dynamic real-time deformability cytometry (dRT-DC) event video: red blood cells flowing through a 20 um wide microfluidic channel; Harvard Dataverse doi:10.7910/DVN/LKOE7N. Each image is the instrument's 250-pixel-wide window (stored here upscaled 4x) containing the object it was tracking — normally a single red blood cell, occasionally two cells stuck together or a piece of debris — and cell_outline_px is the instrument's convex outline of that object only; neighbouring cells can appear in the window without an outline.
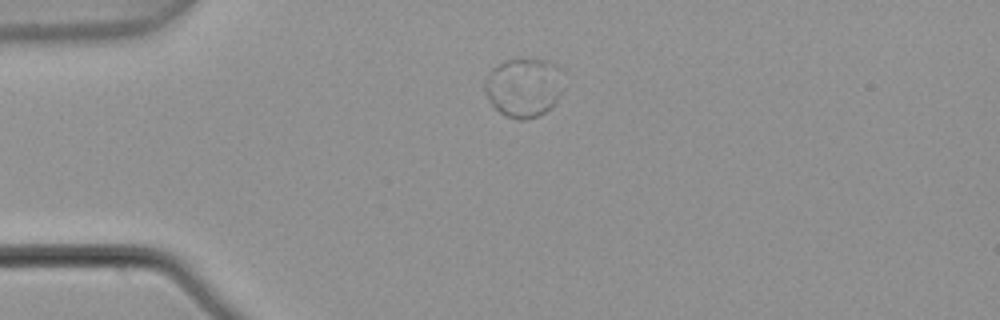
{"species": "common noctule bat (a hibernating species)", "species_latin": "Nyctalus noctula", "temperature_condition": "warm", "stored_images_in_passage": 5, "camera_frame_rate_fps": 3000, "um_per_image_px": 0.085, "animal": {"sex": "male", "body_mass_g": 21.5, "forearm_length_mm": 52.0}, "frame": {"image": 1, "passage_image": 1, "time_ms": 0.0, "image_size_px": [1000, 320], "cell_outline_px": [[564, 88], [556, 100], [544, 112], [536, 116], [524, 120], [516, 120], [500, 112], [488, 100], [484, 92], [484, 80], [488, 72], [492, 68], [504, 60], [520, 56], [548, 60], [556, 64], [560, 68]], "centroid_in_image_um": [44.5, 7.36], "position_along_channel_um": 40.5, "area_um2": 27.8}}
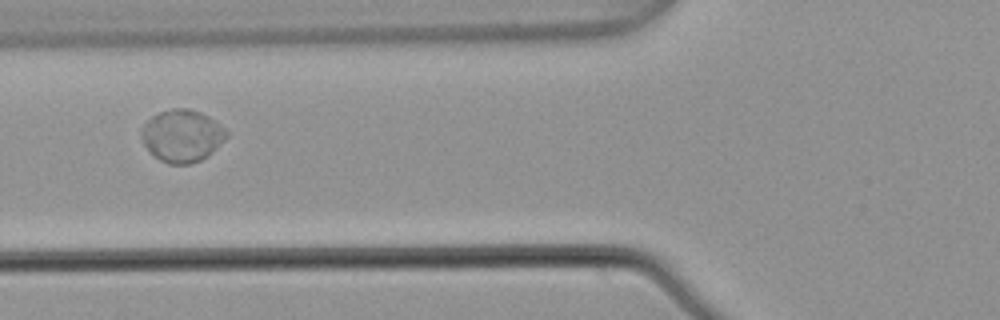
{"frame": {"image": 2, "passage_image": 3, "time_ms": 0.667, "image_size_px": [1000, 320], "cell_outline_px": [[228, 136], [208, 156], [200, 160], [188, 164], [168, 164], [160, 160], [144, 144], [140, 136], [140, 128], [152, 116], [160, 112], [172, 108], [188, 108], [200, 112], [216, 120], [228, 132]], "centroid_in_image_um": [15.48, 11.53], "position_along_channel_um": 110.3, "area_um2": 25.89}}
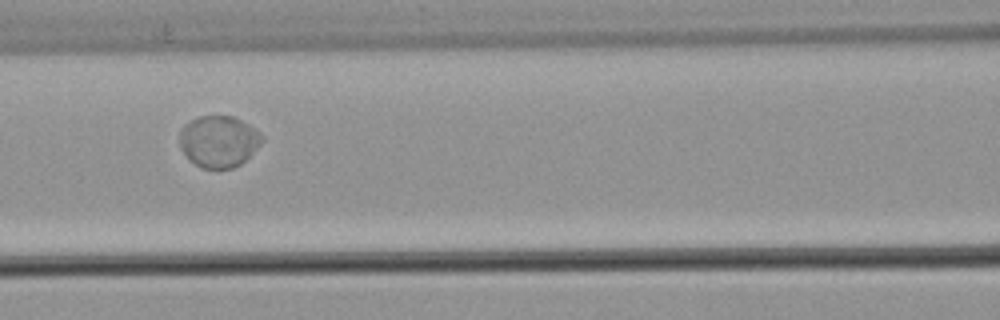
{"frame": {"image": 3, "passage_image": 4, "time_ms": 1.0, "image_size_px": [1000, 320], "cell_outline_px": [[264, 140], [240, 164], [232, 168], [200, 168], [180, 148], [180, 132], [184, 124], [200, 116], [232, 116], [248, 124], [260, 132], [264, 136]], "centroid_in_image_um": [18.6, 12.0], "position_along_channel_um": 148.0, "area_um2": 24.39}}